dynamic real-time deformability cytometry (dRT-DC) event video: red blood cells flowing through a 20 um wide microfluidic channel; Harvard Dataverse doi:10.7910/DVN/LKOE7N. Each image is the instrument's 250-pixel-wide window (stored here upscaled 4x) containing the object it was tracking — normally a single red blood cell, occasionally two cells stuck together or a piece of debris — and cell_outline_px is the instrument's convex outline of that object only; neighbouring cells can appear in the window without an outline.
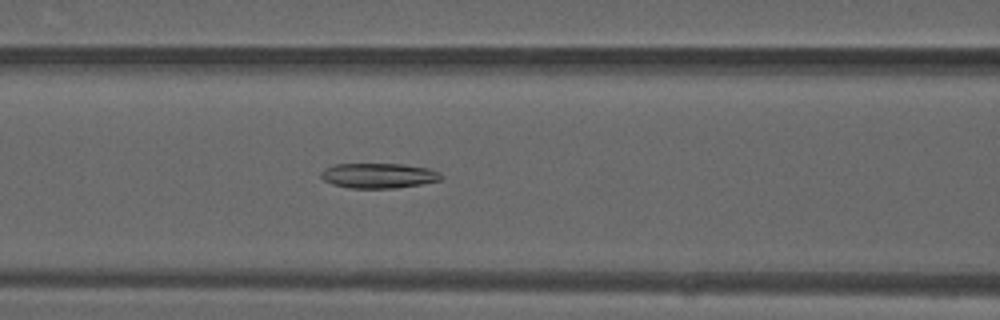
{"species": "common noctule bat (a hibernating species)", "species_latin": "Nyctalus noctula", "temperature_condition": "warm", "stored_images_in_passage": 49, "camera_frame_rate_fps": 3000, "um_per_image_px": 0.085, "animal": {"sex": "male", "forearm_length_mm": 52.5}, "frame": {"image": 1, "passage_image": 20, "time_ms": 6.333, "image_size_px": [1000, 320], "cell_outline_px": [[444, 176], [440, 180], [420, 184], [396, 188], [348, 188], [332, 184], [324, 180], [320, 176], [320, 172], [324, 168], [336, 164], [404, 164], [428, 168], [440, 172]], "centroid_in_image_um": [32.17, 14.93], "position_along_channel_um": 134.4, "area_um2": 17.63}}
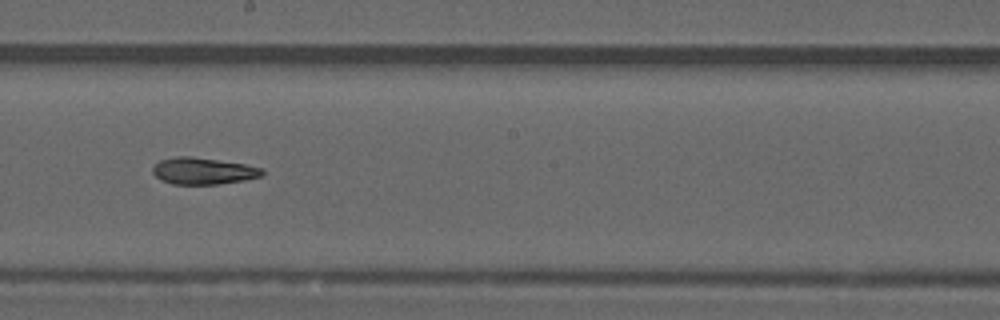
{"frame": {"image": 2, "passage_image": 27, "time_ms": 8.667, "image_size_px": [1000, 320], "cell_outline_px": [[264, 176], [244, 180], [220, 184], [172, 184], [160, 180], [152, 172], [152, 168], [160, 160], [176, 156], [192, 156], [244, 164], [264, 168]], "centroid_in_image_um": [17.28, 14.53], "position_along_channel_um": 230.9, "area_um2": 17.17}}
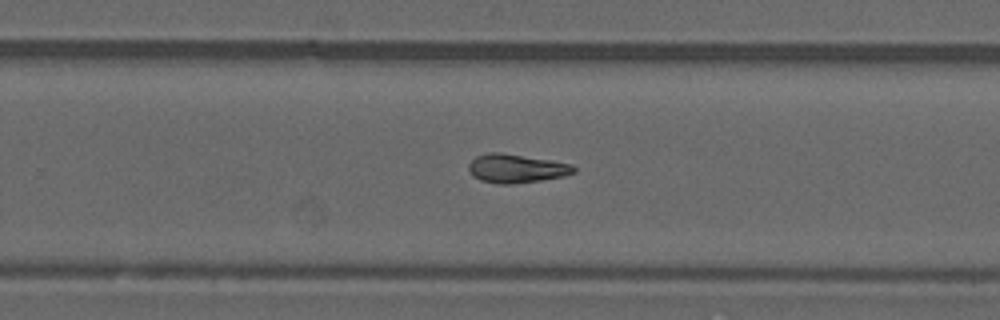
{"frame": {"image": 3, "passage_image": 31, "time_ms": 10.0, "image_size_px": [1000, 320], "cell_outline_px": [[576, 172], [564, 176], [540, 180], [512, 184], [496, 184], [480, 180], [472, 176], [468, 168], [468, 164], [476, 156], [488, 152], [504, 152], [552, 160], [572, 164], [576, 168]], "centroid_in_image_um": [43.88, 14.31], "position_along_channel_um": 285.9, "area_um2": 17.86}, "authors_computed_cell_mechanics": {"area_um2": 17.8602, "velocity_mm_per_s": 4.1432, "shape_relaxation_time_tau1_ms": null, "shape_relaxation_time_tau2_ms": 5.9211, "deformation_change_tau1": null, "deformation_change_tau2": 0.1675}}